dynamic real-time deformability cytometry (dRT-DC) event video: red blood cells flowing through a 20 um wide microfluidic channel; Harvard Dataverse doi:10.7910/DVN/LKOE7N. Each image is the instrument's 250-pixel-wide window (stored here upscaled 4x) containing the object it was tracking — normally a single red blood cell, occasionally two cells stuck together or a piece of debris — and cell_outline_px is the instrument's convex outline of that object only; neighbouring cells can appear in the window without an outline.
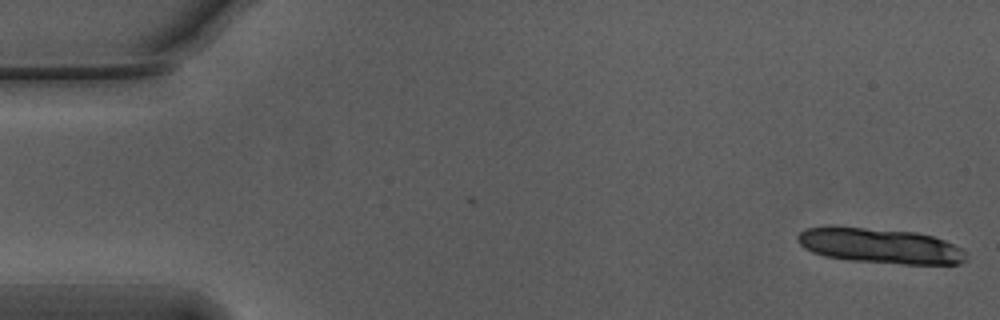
{"species": "Egyptian fruit bat (a non-hibernating species)", "species_latin": "Rousettus aegyptiacus", "temperature_condition": "warm", "stored_images_in_passage": 3, "camera_frame_rate_fps": 3000, "um_per_image_px": 0.085, "animal": {"sex": "male"}, "frame": {"image": 1, "passage_image": 3, "time_ms": 0.667, "image_size_px": [1000, 320], "cell_outline_px": [[968, 252], [964, 260], [960, 264], [904, 264], [848, 260], [824, 256], [812, 252], [804, 248], [800, 244], [796, 236], [800, 232], [808, 228], [828, 224], [832, 224], [916, 232], [932, 236], [944, 240]], "centroid_in_image_um": [74.74, 20.87], "position_along_channel_um": 10.3, "area_um2": 35.14}}